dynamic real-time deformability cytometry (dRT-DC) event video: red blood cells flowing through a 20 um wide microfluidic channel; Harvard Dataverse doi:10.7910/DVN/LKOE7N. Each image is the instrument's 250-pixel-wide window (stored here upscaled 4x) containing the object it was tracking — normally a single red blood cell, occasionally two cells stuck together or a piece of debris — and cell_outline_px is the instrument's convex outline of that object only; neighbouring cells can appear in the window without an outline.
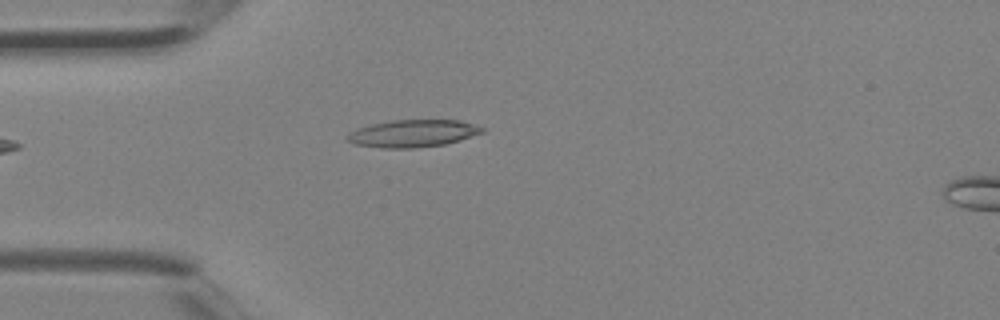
{"species": "Egyptian fruit bat (a non-hibernating species)", "species_latin": "Rousettus aegyptiacus", "temperature_condition": "room temperature", "stored_images_in_passage": 5, "camera_frame_rate_fps": 3000, "um_per_image_px": 0.085, "animal": {"sex": "female"}, "frame": {"image": 1, "passage_image": 4, "time_ms": 1.0, "image_size_px": [1000, 320], "cell_outline_px": [[484, 132], [460, 140], [444, 144], [416, 148], [384, 148], [356, 144], [344, 140], [344, 136], [356, 128], [372, 124], [392, 120], [460, 120], [484, 128]], "centroid_in_image_um": [35.05, 11.34], "position_along_channel_um": 50.0, "area_um2": 21.5}}